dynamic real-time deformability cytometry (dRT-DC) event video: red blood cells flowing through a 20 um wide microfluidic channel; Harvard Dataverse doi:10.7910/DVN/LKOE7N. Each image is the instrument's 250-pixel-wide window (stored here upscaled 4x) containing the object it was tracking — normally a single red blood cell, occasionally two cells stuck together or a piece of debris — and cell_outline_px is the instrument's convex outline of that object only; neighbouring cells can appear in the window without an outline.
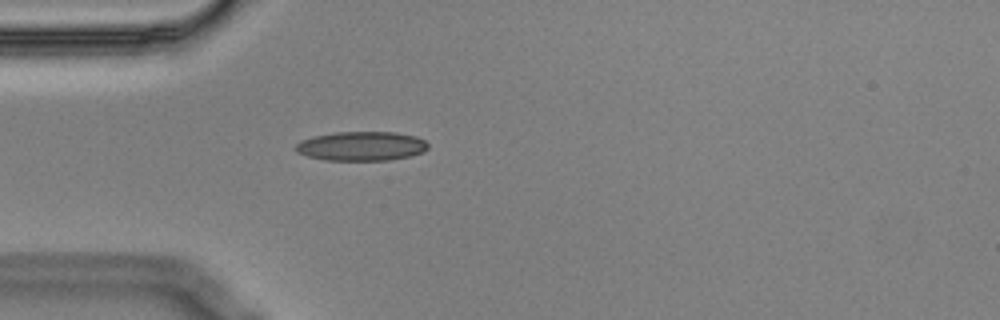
{"species": "Egyptian fruit bat (a non-hibernating species)", "species_latin": "Rousettus aegyptiacus", "temperature_condition": "cold", "stored_images_in_passage": 41, "camera_frame_rate_fps": 3000, "um_per_image_px": 0.085, "animal": {"sex": "male"}, "frame": {"image": 1, "passage_image": 1, "time_ms": 0.0, "image_size_px": [1000, 320], "cell_outline_px": [[428, 148], [424, 152], [412, 156], [388, 160], [324, 160], [308, 156], [296, 152], [296, 144], [300, 140], [312, 136], [336, 132], [396, 132], [416, 136], [424, 140], [428, 144]], "centroid_in_image_um": [30.73, 12.42], "position_along_channel_um": 54.3, "area_um2": 22.72}}
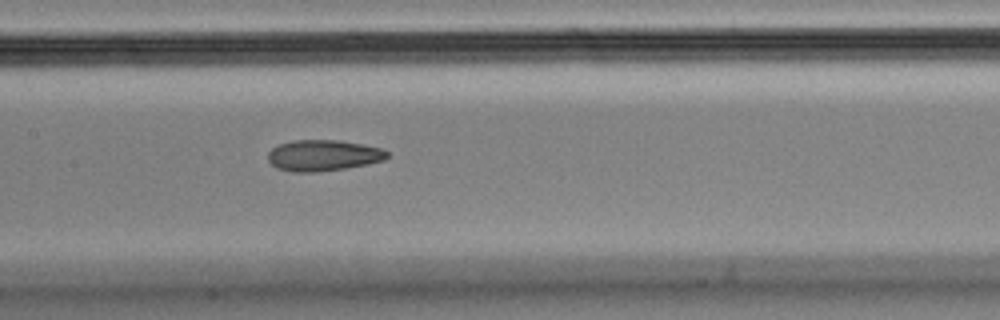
{"frame": {"image": 2, "passage_image": 12, "time_ms": 3.667, "image_size_px": [1000, 320], "cell_outline_px": [[388, 156], [384, 160], [368, 164], [344, 168], [316, 172], [292, 172], [276, 168], [268, 160], [268, 152], [272, 148], [280, 144], [292, 140], [340, 140], [384, 148], [388, 152]], "centroid_in_image_um": [27.48, 13.2], "position_along_channel_um": 179.9, "area_um2": 21.68}}
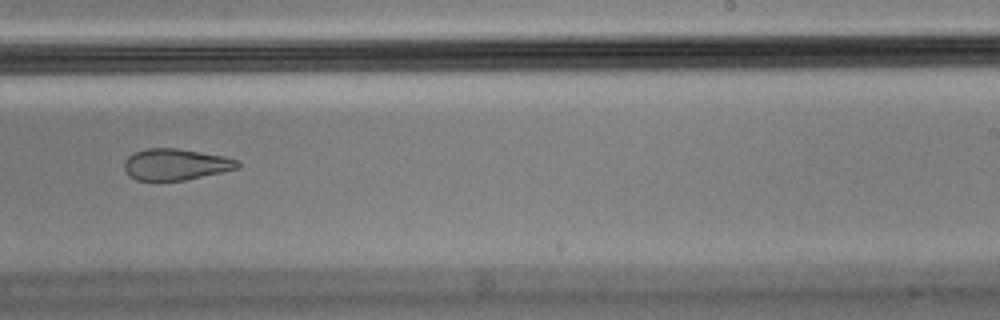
{"frame": {"image": 3, "passage_image": 20, "time_ms": 6.333, "image_size_px": [1000, 320], "cell_outline_px": [[240, 168], [184, 180], [136, 180], [128, 176], [124, 168], [124, 160], [132, 152], [148, 148], [176, 148], [224, 156], [236, 160], [240, 164]], "centroid_in_image_um": [14.89, 13.97], "position_along_channel_um": 274.1, "area_um2": 20.69}, "authors_computed_cell_mechanics": {"area_um2": 22.4842, "velocity_mm_per_s": 3.5507, "shape_relaxation_time_tau1_ms": null, "shape_relaxation_time_tau2_ms": 5.2197, "deformation_change_tau1": null, "deformation_change_tau2": 0.1267}}